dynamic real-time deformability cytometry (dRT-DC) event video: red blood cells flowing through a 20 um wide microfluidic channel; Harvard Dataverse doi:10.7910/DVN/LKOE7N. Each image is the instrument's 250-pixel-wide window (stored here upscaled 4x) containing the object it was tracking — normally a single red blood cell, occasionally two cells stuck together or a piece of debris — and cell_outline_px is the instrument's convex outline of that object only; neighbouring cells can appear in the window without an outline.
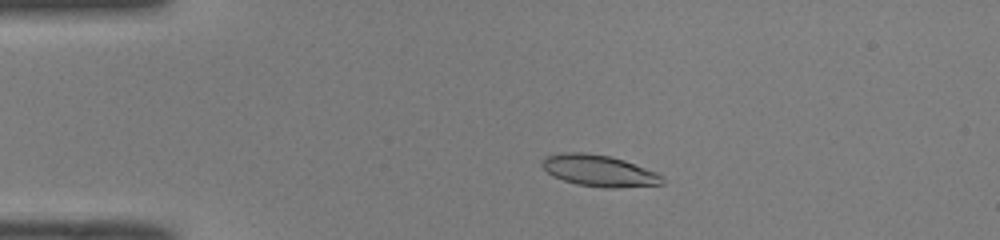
{"species": "common noctule bat (a hibernating species)", "species_latin": "Nyctalus noctula", "temperature_condition": "room temperature", "stored_images_in_passage": 49, "camera_frame_rate_fps": 3000, "um_per_image_px": 0.085, "animal": {"sex": "male", "body_mass_g": 19.0, "forearm_length_mm": 50.8}, "frame": {"image": 1, "passage_image": 10, "time_ms": 3.0, "image_size_px": [1000, 240], "cell_outline_px": [[664, 184], [616, 188], [604, 188], [576, 184], [552, 176], [540, 164], [544, 156], [564, 152], [584, 152], [608, 156], [624, 160], [656, 172], [664, 176]], "centroid_in_image_um": [50.92, 14.51], "position_along_channel_um": 34.1, "area_um2": 22.14}}
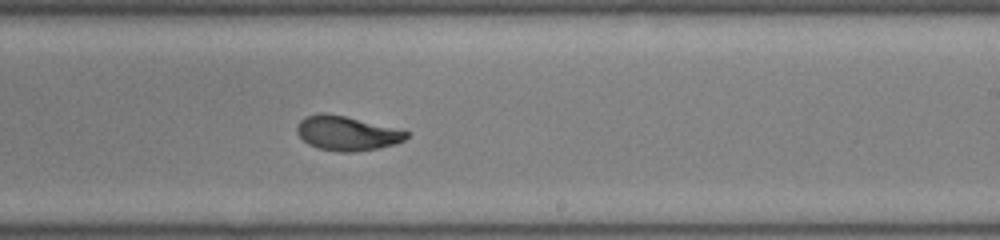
{"frame": {"image": 2, "passage_image": 30, "time_ms": 9.667, "image_size_px": [1000, 240], "cell_outline_px": [[408, 136], [404, 140], [396, 144], [356, 152], [336, 152], [316, 148], [308, 144], [296, 132], [296, 124], [304, 116], [320, 112], [324, 112], [344, 116], [408, 132]], "centroid_in_image_um": [29.39, 11.33], "position_along_channel_um": 259.6, "area_um2": 21.85}}
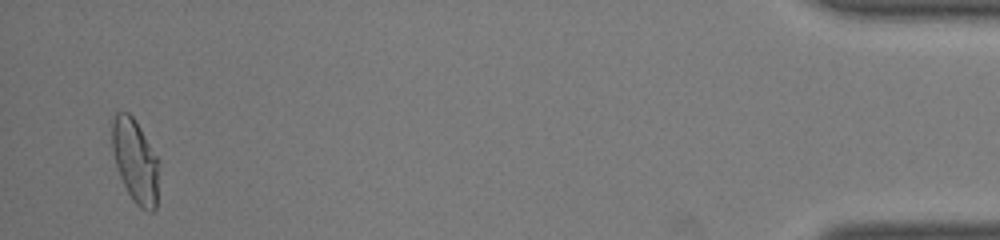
{"frame": {"image": 3, "passage_image": 48, "time_ms": 15.667, "image_size_px": [1000, 240], "cell_outline_px": [[160, 160], [156, 208], [152, 212], [148, 212], [140, 208], [136, 204], [128, 192], [120, 176], [112, 152], [112, 120], [116, 112], [128, 112], [132, 116], [140, 128]], "centroid_in_image_um": [11.52, 13.69], "position_along_channel_um": 423.7, "area_um2": 22.95}, "authors_computed_cell_mechanics": {"area_um2": 21.9062, "velocity_mm_per_s": 4.0823, "shape_relaxation_time_tau1_ms": 5.4586, "shape_relaxation_time_tau2_ms": 1.009, "deformation_change_tau1": 0.2033, "deformation_change_tau2": 0.0513}}